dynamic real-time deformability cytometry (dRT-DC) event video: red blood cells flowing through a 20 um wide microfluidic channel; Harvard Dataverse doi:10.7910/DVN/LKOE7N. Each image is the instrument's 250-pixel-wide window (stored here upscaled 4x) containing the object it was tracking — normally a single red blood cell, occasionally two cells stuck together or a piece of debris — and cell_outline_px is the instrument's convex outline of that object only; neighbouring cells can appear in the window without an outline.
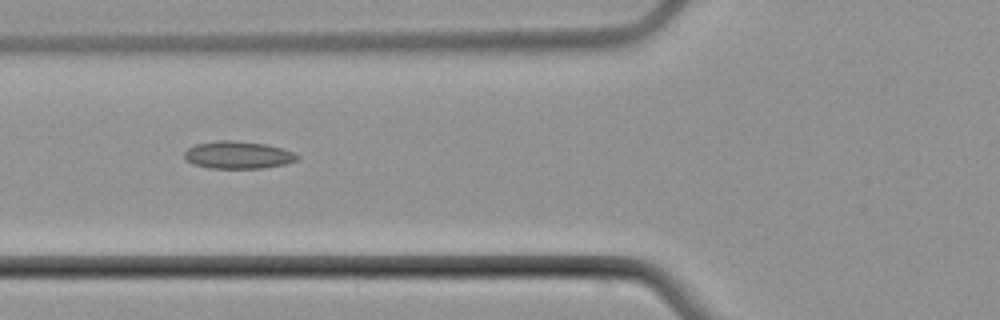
{"species": "common noctule bat (a hibernating species)", "species_latin": "Nyctalus noctula", "temperature_condition": "cold", "stored_images_in_passage": 7, "camera_frame_rate_fps": 3000, "um_per_image_px": 0.085, "animal": {"sex": "male", "body_mass_g": 21.5, "forearm_length_mm": 52.0}, "frame": {"image": 1, "passage_image": 6, "time_ms": 6.0, "image_size_px": [1000, 320], "cell_outline_px": [[300, 156], [296, 160], [284, 164], [264, 168], [208, 168], [192, 164], [184, 160], [184, 152], [188, 148], [196, 144], [220, 140], [232, 140], [264, 144], [280, 148], [292, 152]], "centroid_in_image_um": [20.17, 13.18], "position_along_channel_um": 105.6, "area_um2": 17.98}}
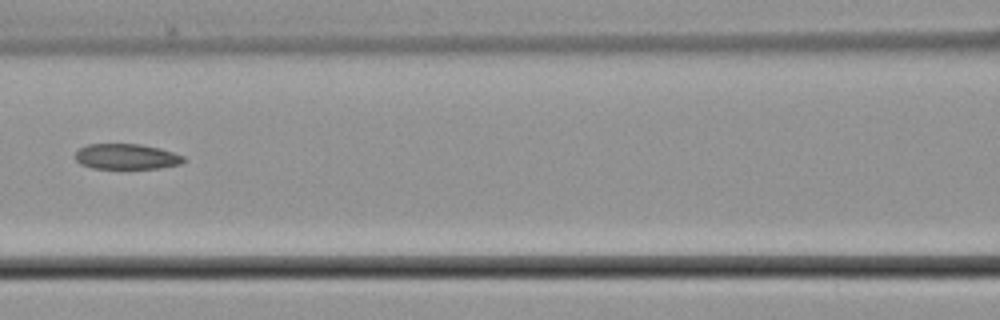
{"frame": {"image": 2, "passage_image": 7, "time_ms": 7.333, "image_size_px": [1000, 320], "cell_outline_px": [[188, 160], [180, 164], [160, 168], [92, 168], [80, 164], [76, 160], [76, 152], [80, 148], [88, 144], [140, 144], [160, 148], [184, 156]], "centroid_in_image_um": [10.78, 13.31], "position_along_channel_um": 155.8, "area_um2": 16.07}}